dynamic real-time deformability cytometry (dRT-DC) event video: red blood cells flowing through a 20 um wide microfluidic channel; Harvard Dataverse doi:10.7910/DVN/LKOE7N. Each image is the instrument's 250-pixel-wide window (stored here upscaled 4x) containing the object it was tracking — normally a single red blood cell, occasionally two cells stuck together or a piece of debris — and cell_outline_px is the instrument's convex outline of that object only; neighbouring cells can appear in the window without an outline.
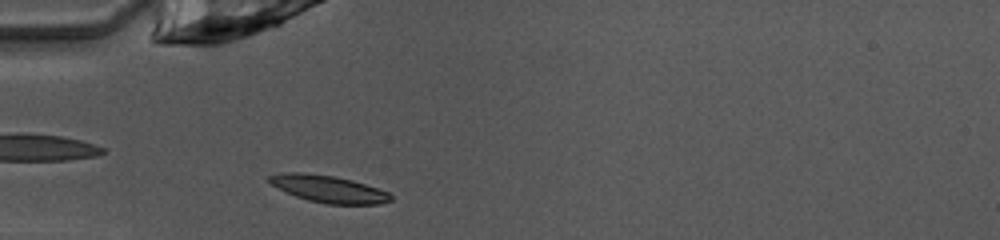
{"species": "common noctule bat (a hibernating species)", "species_latin": "Nyctalus noctula", "temperature_condition": "warm", "stored_images_in_passage": 36, "camera_frame_rate_fps": 3000, "um_per_image_px": 0.085, "animal": {"sex": "female", "body_mass_g": 10.0, "forearm_length_mm": 53.1}, "frame": {"image": 1, "passage_image": 2, "time_ms": 0.333, "image_size_px": [1000, 240], "cell_outline_px": [[392, 200], [380, 204], [328, 204], [308, 200], [296, 196], [272, 184], [268, 180], [268, 176], [284, 172], [300, 172], [336, 176], [352, 180], [388, 192], [392, 196]], "centroid_in_image_um": [27.94, 16.06], "position_along_channel_um": 57.1, "area_um2": 18.9}}
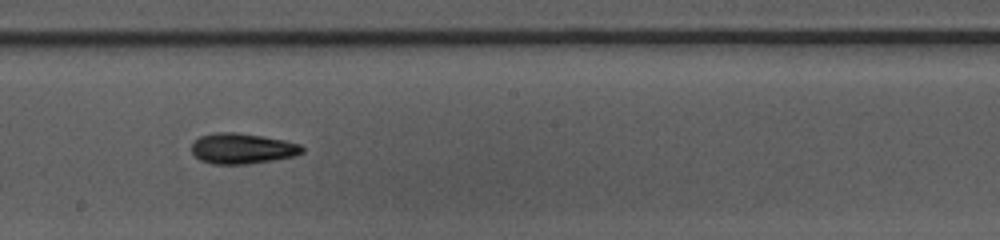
{"frame": {"image": 2, "passage_image": 15, "time_ms": 4.667, "image_size_px": [1000, 240], "cell_outline_px": [[304, 152], [296, 156], [248, 164], [212, 164], [200, 160], [192, 152], [192, 144], [200, 136], [216, 132], [236, 132], [284, 140], [300, 144], [304, 148]], "centroid_in_image_um": [20.61, 12.63], "position_along_channel_um": 227.6, "area_um2": 19.65}}
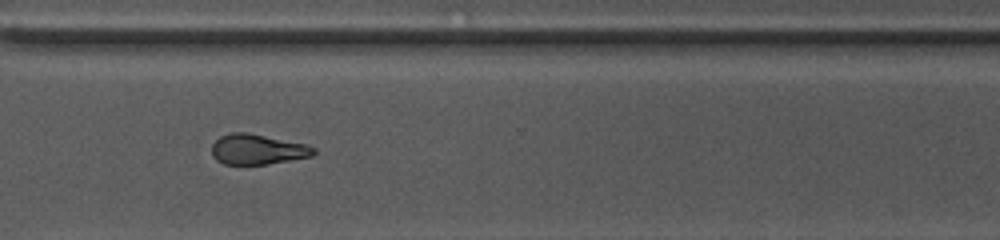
{"frame": {"image": 3, "passage_image": 24, "time_ms": 7.667, "image_size_px": [1000, 240], "cell_outline_px": [[316, 152], [312, 156], [268, 164], [224, 164], [216, 160], [212, 156], [212, 144], [220, 136], [232, 132], [248, 132], [308, 144], [316, 148]], "centroid_in_image_um": [21.9, 12.68], "position_along_channel_um": 348.7, "area_um2": 18.15}, "authors_computed_cell_mechanics": {"area_um2": 18.8428, "velocity_mm_per_s": 4.055, "shape_relaxation_time_tau1_ms": 4.3912, "shape_relaxation_time_tau2_ms": 8.7893, "deformation_change_tau1": 0.1503, "deformation_change_tau2": 0.1861}}